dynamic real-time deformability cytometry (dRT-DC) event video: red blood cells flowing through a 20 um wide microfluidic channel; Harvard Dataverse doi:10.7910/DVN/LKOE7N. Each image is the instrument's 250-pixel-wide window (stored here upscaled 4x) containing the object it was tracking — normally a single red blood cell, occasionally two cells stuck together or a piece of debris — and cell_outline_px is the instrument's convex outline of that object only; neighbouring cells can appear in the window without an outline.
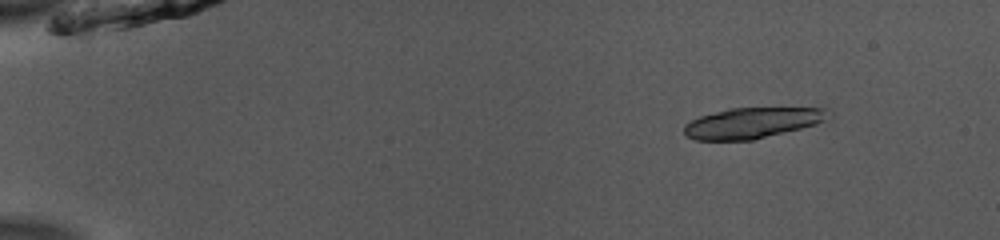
{"species": "common noctule bat (a hibernating species)", "species_latin": "Nyctalus noctula", "temperature_condition": "room temperature", "stored_images_in_passage": 26, "camera_frame_rate_fps": 3000, "um_per_image_px": 0.085, "animal": {"sex": "male", "body_mass_g": 13.0, "forearm_length_mm": 53.1}, "frame": {"image": 1, "passage_image": 1, "time_ms": 0.0, "image_size_px": [1000, 240], "cell_outline_px": [[832, 116], [816, 124], [752, 140], [696, 140], [684, 136], [684, 124], [700, 116], [728, 108], [828, 108], [832, 112]], "centroid_in_image_um": [63.94, 10.44], "position_along_channel_um": 21.1, "area_um2": 25.78}}
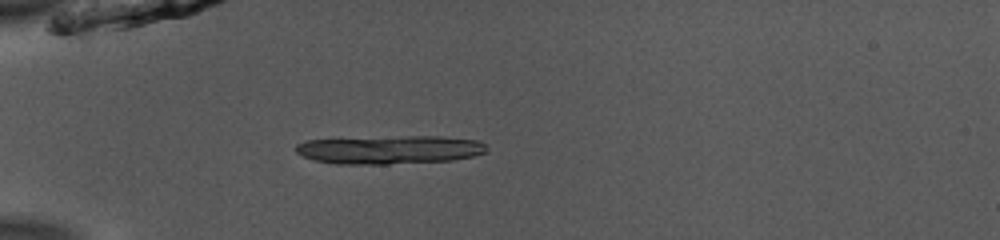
{"frame": {"image": 2, "passage_image": 10, "time_ms": 3.0, "image_size_px": [1000, 240], "cell_outline_px": [[488, 152], [472, 156], [452, 160], [388, 164], [336, 164], [316, 160], [304, 156], [296, 152], [296, 144], [304, 140], [408, 136], [440, 136], [480, 140], [488, 148]], "centroid_in_image_um": [33.17, 12.72], "position_along_channel_um": 51.8, "area_um2": 31.62}}
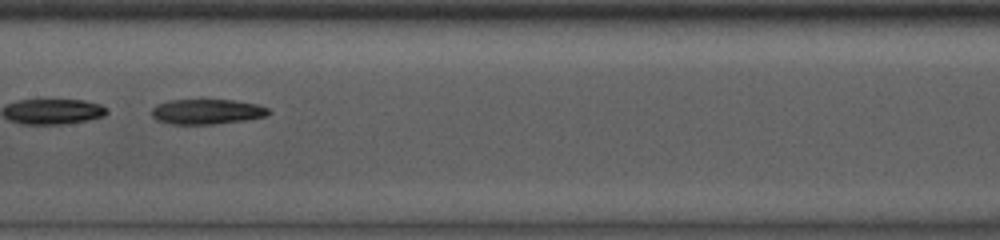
{"frame": {"image": 3, "passage_image": 22, "time_ms": 7.0, "image_size_px": [1000, 240], "cell_outline_px": [[272, 112], [264, 116], [244, 120], [212, 124], [172, 124], [156, 120], [152, 116], [152, 108], [156, 104], [168, 100], [204, 96], [232, 100], [256, 104], [268, 108]], "centroid_in_image_um": [17.52, 9.43], "position_along_channel_um": 189.9, "area_um2": 17.92}}